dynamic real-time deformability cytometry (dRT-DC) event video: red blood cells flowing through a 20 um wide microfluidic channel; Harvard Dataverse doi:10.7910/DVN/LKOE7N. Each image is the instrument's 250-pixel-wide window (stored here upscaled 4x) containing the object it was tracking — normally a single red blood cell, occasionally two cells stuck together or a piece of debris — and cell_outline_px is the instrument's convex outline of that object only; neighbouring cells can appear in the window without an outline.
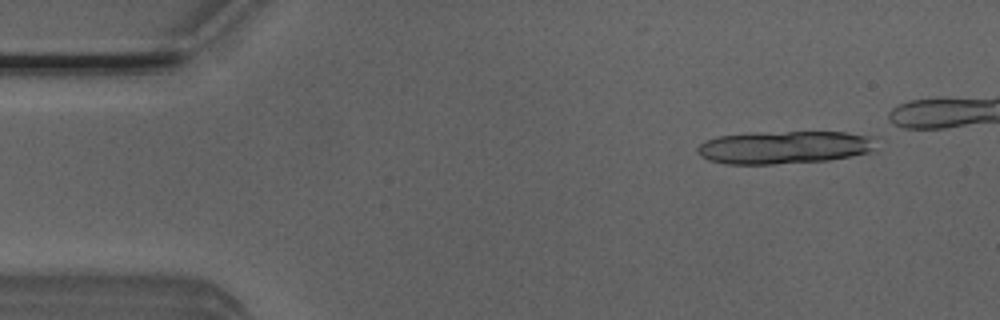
{"species": "Egyptian fruit bat (a non-hibernating species)", "species_latin": "Rousettus aegyptiacus", "temperature_condition": "room temperature", "stored_images_in_passage": 4, "camera_frame_rate_fps": 3000, "um_per_image_px": 0.085, "animal": {"sex": "male"}, "frame": {"image": 1, "passage_image": 1, "time_ms": 0.0, "image_size_px": [1000, 320], "cell_outline_px": [[876, 136], [872, 148], [868, 152], [828, 160], [776, 164], [724, 164], [708, 160], [700, 156], [696, 152], [696, 148], [700, 144], [708, 140], [720, 136], [752, 132], [844, 132]], "centroid_in_image_um": [66.61, 12.52], "position_along_channel_um": 18.4, "area_um2": 34.22}}